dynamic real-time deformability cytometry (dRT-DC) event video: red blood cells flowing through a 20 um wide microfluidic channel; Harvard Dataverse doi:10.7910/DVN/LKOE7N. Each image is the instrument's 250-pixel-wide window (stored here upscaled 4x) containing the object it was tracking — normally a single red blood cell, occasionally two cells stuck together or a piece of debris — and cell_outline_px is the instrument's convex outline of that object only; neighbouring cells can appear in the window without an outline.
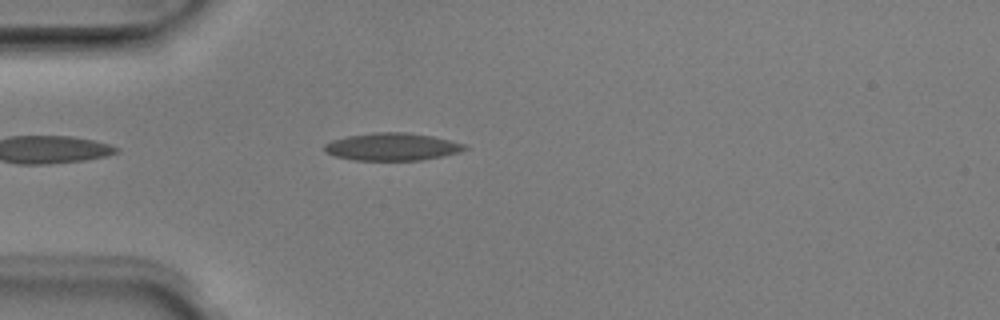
{"species": "Egyptian fruit bat (a non-hibernating species)", "species_latin": "Rousettus aegyptiacus", "temperature_condition": "room temperature", "stored_images_in_passage": 5, "camera_frame_rate_fps": 3000, "um_per_image_px": 0.085, "animal": {"sex": "male"}, "frame": {"image": 1, "passage_image": 5, "time_ms": 1.333, "image_size_px": [1000, 320], "cell_outline_px": [[468, 148], [460, 152], [444, 156], [420, 160], [356, 160], [336, 156], [324, 152], [324, 144], [332, 140], [348, 136], [372, 132], [408, 132], [432, 136], [468, 144]], "centroid_in_image_um": [33.37, 12.47], "position_along_channel_um": 51.6, "area_um2": 22.66}}